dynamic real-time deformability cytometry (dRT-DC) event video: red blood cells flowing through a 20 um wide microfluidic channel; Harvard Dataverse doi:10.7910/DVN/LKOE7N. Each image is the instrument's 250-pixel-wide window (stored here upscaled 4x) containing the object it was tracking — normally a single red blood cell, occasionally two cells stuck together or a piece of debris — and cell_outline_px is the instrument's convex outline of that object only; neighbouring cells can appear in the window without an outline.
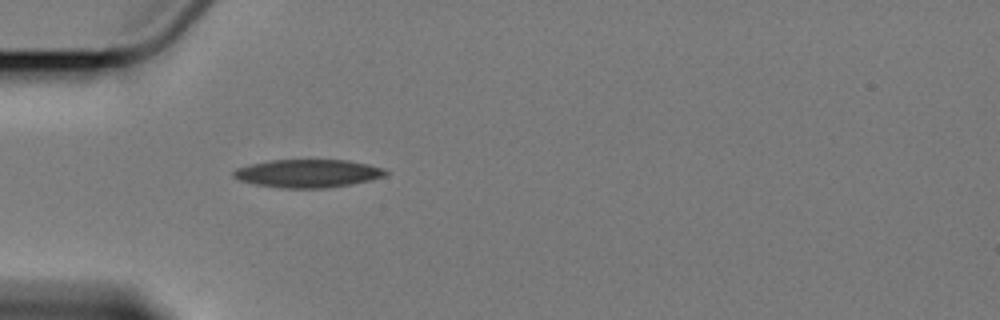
{"species": "Egyptian fruit bat (a non-hibernating species)", "species_latin": "Rousettus aegyptiacus", "temperature_condition": "cold", "stored_images_in_passage": 5, "camera_frame_rate_fps": 3000, "um_per_image_px": 0.085, "animal": {"sex": "female"}, "frame": {"image": 1, "passage_image": 5, "time_ms": 5.333, "image_size_px": [1000, 320], "cell_outline_px": [[388, 172], [384, 176], [352, 184], [324, 188], [284, 188], [256, 184], [240, 180], [232, 176], [232, 172], [236, 168], [268, 160], [348, 160], [368, 164], [384, 168]], "centroid_in_image_um": [26.16, 14.73], "position_along_channel_um": 58.8, "area_um2": 24.74}}